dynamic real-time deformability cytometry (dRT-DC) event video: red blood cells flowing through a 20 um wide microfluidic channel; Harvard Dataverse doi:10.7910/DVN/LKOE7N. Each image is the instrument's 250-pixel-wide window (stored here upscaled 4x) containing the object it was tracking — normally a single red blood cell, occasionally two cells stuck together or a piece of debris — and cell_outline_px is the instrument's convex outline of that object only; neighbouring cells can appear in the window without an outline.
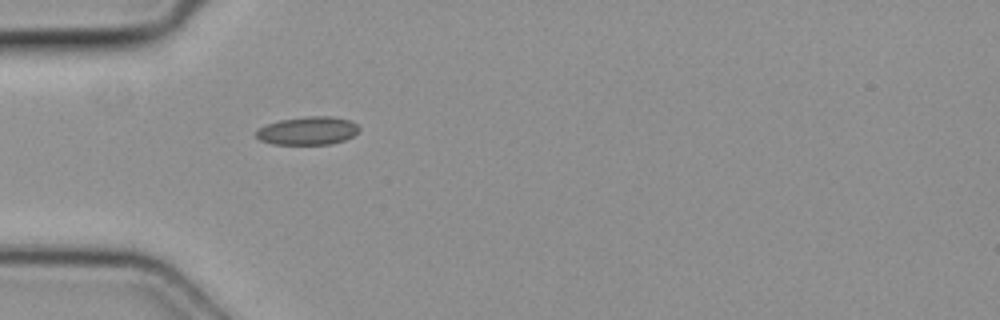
{"species": "common noctule bat (a hibernating species)", "species_latin": "Nyctalus noctula", "temperature_condition": "cold", "stored_images_in_passage": 5, "camera_frame_rate_fps": 3000, "um_per_image_px": 0.085, "animal": {"sex": "female", "body_mass_g": 19.3, "forearm_length_mm": 54.1}, "frame": {"image": 1, "passage_image": 5, "time_ms": 1.333, "image_size_px": [1000, 320], "cell_outline_px": [[360, 128], [352, 136], [344, 140], [332, 144], [272, 144], [260, 140], [256, 136], [256, 128], [280, 120], [308, 116], [332, 116], [352, 120]], "centroid_in_image_um": [26.16, 11.11], "position_along_channel_um": 58.8, "area_um2": 16.94}}